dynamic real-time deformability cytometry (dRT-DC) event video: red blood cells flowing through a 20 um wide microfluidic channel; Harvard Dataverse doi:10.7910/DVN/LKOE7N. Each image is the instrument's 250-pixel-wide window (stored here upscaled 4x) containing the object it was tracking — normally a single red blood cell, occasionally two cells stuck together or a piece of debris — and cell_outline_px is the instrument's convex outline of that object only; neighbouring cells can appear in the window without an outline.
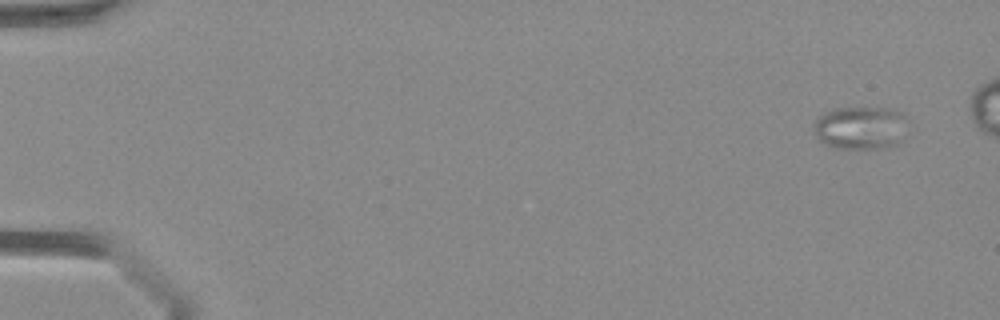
{"species": "Egyptian fruit bat (a non-hibernating species)", "species_latin": "Rousettus aegyptiacus", "temperature_condition": "warm", "stored_images_in_passage": 40, "segment_of_instrument_passage": [1, 3], "camera_frame_rate_fps": 3000, "um_per_image_px": 0.085, "animal": {"sex": "female"}, "frame": {"image": 1, "passage_image": 3, "time_ms": 0.667, "image_size_px": [1000, 320], "cell_outline_px": [[904, 116], [900, 144], [884, 148], [832, 148], [824, 144], [820, 140], [816, 132], [816, 120], [820, 116], [836, 108], [888, 108], [904, 112]], "centroid_in_image_um": [73.15, 10.87], "position_along_channel_um": 11.8, "area_um2": 23.06}}